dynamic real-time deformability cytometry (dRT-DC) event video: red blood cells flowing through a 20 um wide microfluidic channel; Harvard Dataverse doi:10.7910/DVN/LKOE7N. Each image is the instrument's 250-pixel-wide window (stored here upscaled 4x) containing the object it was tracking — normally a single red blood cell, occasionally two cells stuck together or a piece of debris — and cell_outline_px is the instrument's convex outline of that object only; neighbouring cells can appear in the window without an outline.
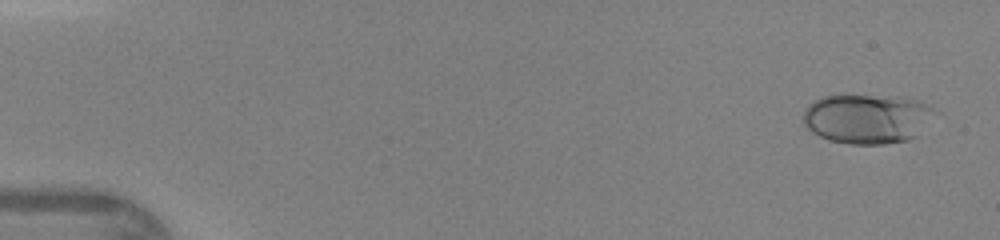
{"species": "human", "species_latin": "Homo sapiens", "temperature_condition": "warm", "stored_images_in_passage": 46, "camera_frame_rate_fps": 3000, "um_per_image_px": 0.085, "donor": {"sex": "female"}, "frame": {"image": 1, "passage_image": 2, "time_ms": 0.333, "image_size_px": [1000, 240], "cell_outline_px": [[932, 108], [916, 136], [908, 140], [884, 144], [848, 144], [828, 140], [812, 132], [804, 124], [804, 108], [808, 104], [824, 96], [844, 92], [848, 92], [900, 96], [916, 100]], "centroid_in_image_um": [73.57, 10.03], "position_along_channel_um": 11.4, "area_um2": 38.26}}
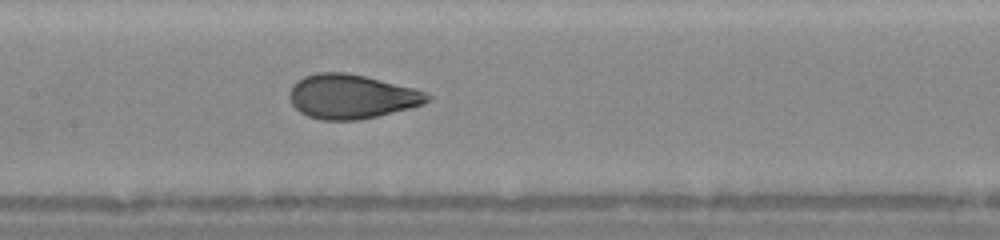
{"frame": {"image": 2, "passage_image": 23, "time_ms": 7.333, "image_size_px": [1000, 240], "cell_outline_px": [[432, 100], [424, 104], [360, 120], [324, 120], [308, 116], [300, 112], [292, 104], [288, 96], [288, 92], [292, 84], [296, 80], [304, 76], [316, 72], [344, 72], [364, 76], [416, 88], [432, 96]], "centroid_in_image_um": [29.86, 8.19], "position_along_channel_um": 177.5, "area_um2": 35.72}}
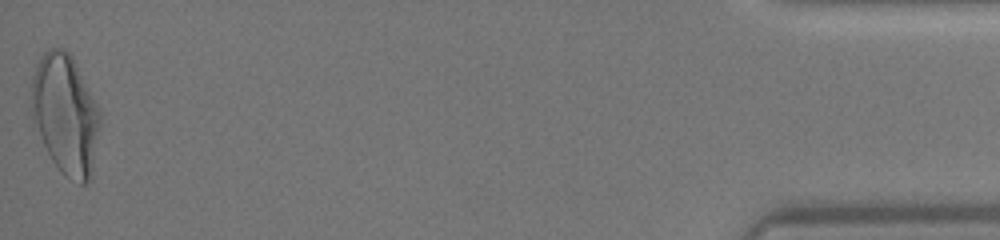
{"frame": {"image": 3, "passage_image": 46, "time_ms": 15.0, "image_size_px": [1000, 240], "cell_outline_px": [[100, 124], [92, 172], [88, 180], [84, 184], [80, 184], [64, 176], [60, 172], [52, 160], [32, 128], [32, 76], [36, 64], [40, 56], [48, 48], [64, 48], [72, 56], [100, 112]], "centroid_in_image_um": [5.52, 9.73], "position_along_channel_um": 429.7, "area_um2": 48.15}}